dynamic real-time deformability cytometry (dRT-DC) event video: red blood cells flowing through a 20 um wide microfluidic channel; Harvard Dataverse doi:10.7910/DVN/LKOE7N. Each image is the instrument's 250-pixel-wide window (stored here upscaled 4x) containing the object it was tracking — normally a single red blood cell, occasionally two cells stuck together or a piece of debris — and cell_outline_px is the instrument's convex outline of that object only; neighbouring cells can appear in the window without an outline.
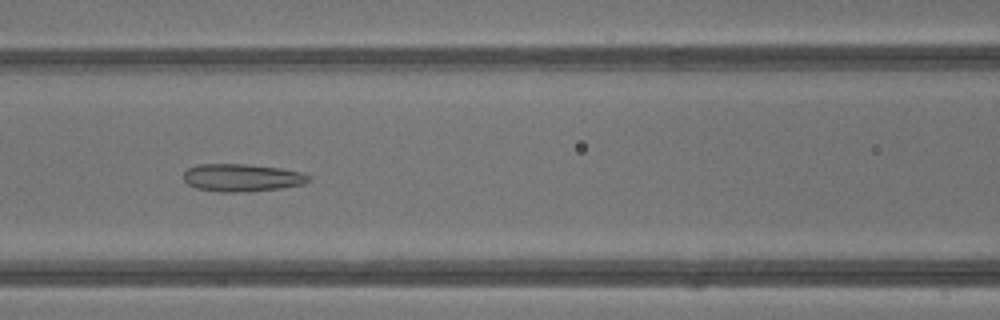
{"species": "common noctule bat (a hibernating species)", "species_latin": "Nyctalus noctula", "temperature_condition": "warm", "stored_images_in_passage": 42, "camera_frame_rate_fps": 3000, "um_per_image_px": 0.085, "animal": {"sex": "male", "body_mass_g": 13.3}, "frame": {"image": 1, "passage_image": 19, "time_ms": 6.0, "image_size_px": [1000, 320], "cell_outline_px": [[312, 180], [304, 184], [280, 188], [232, 192], [220, 192], [196, 188], [188, 184], [184, 180], [184, 172], [188, 168], [196, 164], [244, 164], [280, 168], [304, 172], [312, 176]], "centroid_in_image_um": [20.59, 15.09], "position_along_channel_um": 146.0, "area_um2": 20.17}}
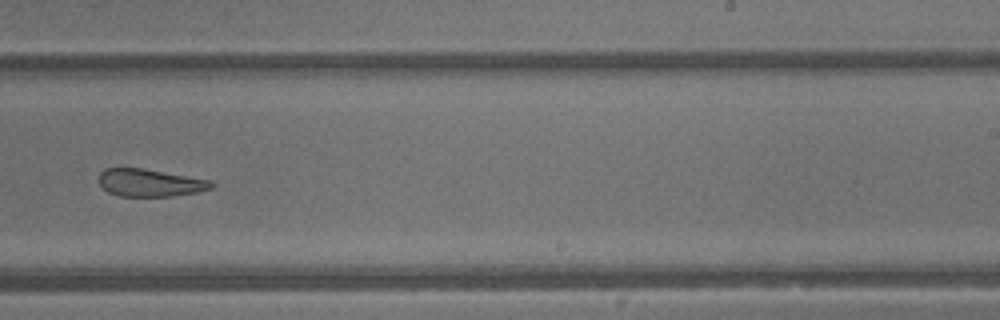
{"frame": {"image": 2, "passage_image": 27, "time_ms": 8.667, "image_size_px": [1000, 320], "cell_outline_px": [[216, 184], [212, 188], [200, 192], [172, 196], [120, 196], [108, 192], [100, 184], [100, 172], [104, 168], [140, 168], [212, 180]], "centroid_in_image_um": [12.8, 15.54], "position_along_channel_um": 276.2, "area_um2": 18.03}}
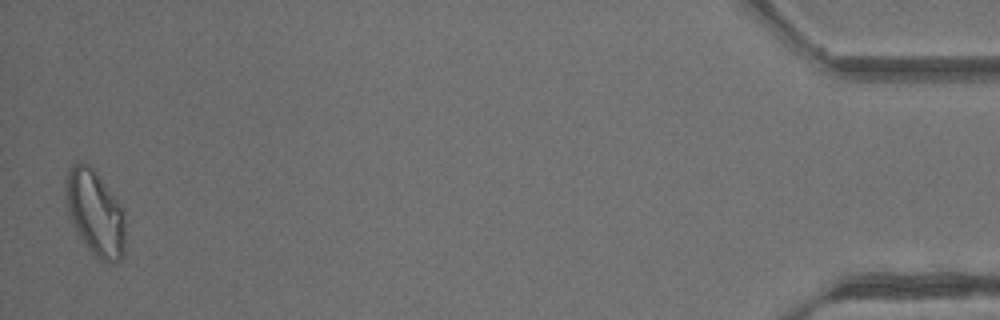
{"frame": {"image": 3, "passage_image": 42, "time_ms": 13.667, "image_size_px": [1000, 320], "cell_outline_px": [[124, 252], [120, 260], [112, 264], [96, 260], [84, 244], [76, 232], [68, 216], [64, 188], [68, 168], [72, 164], [84, 160], [96, 172], [120, 204], [124, 212]], "centroid_in_image_um": [8.06, 18.12], "position_along_channel_um": 427.1, "area_um2": 30.23}, "authors_computed_cell_mechanics": {"area_um2": 23.0333, "velocity_mm_per_s": 4.9084, "shape_relaxation_time_tau1_ms": 10.3335, "shape_relaxation_time_tau2_ms": 1.4373, "deformation_change_tau1": 0.2494, "deformation_change_tau2": 0.1079}}